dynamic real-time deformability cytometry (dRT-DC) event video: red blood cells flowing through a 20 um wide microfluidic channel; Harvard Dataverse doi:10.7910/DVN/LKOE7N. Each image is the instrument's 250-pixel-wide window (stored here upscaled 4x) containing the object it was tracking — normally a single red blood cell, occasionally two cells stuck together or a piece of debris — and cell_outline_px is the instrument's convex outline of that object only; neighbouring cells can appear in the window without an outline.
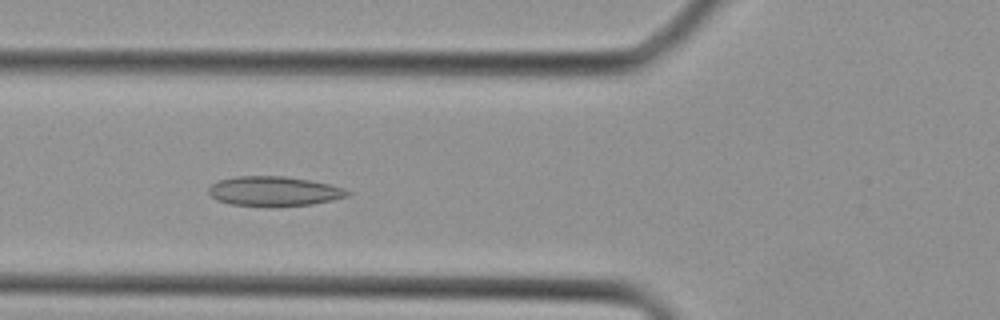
{"species": "Egyptian fruit bat (a non-hibernating species)", "species_latin": "Rousettus aegyptiacus", "temperature_condition": "cold", "stored_images_in_passage": 5, "camera_frame_rate_fps": 3000, "um_per_image_px": 0.085, "animal": {"sex": "female"}, "frame": {"image": 1, "passage_image": 4, "time_ms": 4.333, "image_size_px": [1000, 320], "cell_outline_px": [[352, 192], [348, 196], [332, 200], [312, 204], [276, 208], [232, 204], [216, 200], [208, 192], [208, 188], [212, 184], [220, 180], [236, 176], [284, 176], [332, 184], [344, 188]], "centroid_in_image_um": [23.32, 16.27], "position_along_channel_um": 102.5, "area_um2": 24.39}}
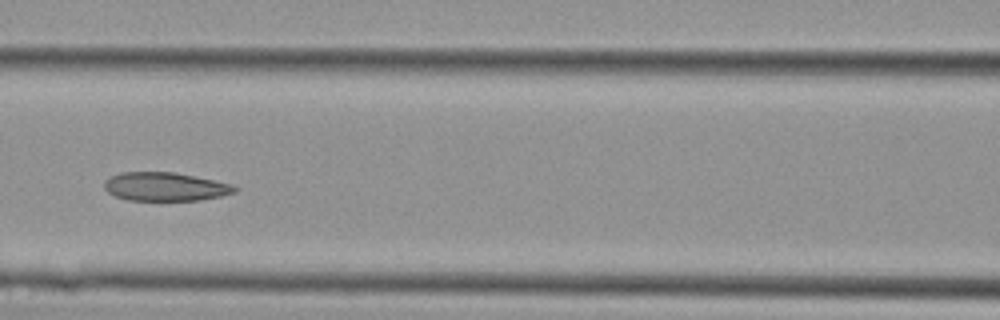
{"frame": {"image": 2, "passage_image": 5, "time_ms": 5.333, "image_size_px": [1000, 320], "cell_outline_px": [[240, 188], [236, 192], [220, 196], [200, 200], [128, 200], [116, 196], [108, 192], [104, 188], [104, 180], [120, 172], [172, 172], [232, 184]], "centroid_in_image_um": [14.03, 15.87], "position_along_channel_um": 152.6, "area_um2": 21.56}}